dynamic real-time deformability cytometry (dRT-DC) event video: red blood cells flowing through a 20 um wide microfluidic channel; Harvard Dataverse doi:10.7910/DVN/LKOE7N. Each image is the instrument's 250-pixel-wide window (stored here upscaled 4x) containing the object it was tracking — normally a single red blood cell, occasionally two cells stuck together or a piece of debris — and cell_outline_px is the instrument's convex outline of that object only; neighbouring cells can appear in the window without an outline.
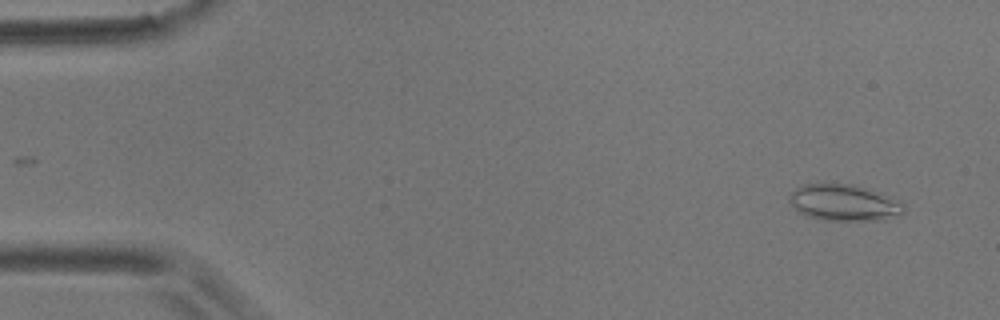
{"species": "common noctule bat (a hibernating species)", "species_latin": "Nyctalus noctula", "temperature_condition": "room temperature", "stored_images_in_passage": 54, "camera_frame_rate_fps": 3000, "um_per_image_px": 0.085, "animal": {"sex": "male", "body_mass_g": 17.9}, "frame": {"image": 1, "passage_image": 3, "time_ms": 0.667, "image_size_px": [1000, 320], "cell_outline_px": [[904, 212], [880, 220], [824, 220], [808, 216], [800, 212], [788, 200], [788, 196], [796, 188], [804, 184], [852, 184], [880, 192], [900, 200], [904, 204]], "centroid_in_image_um": [71.75, 17.22], "position_along_channel_um": 13.2, "area_um2": 24.04}}
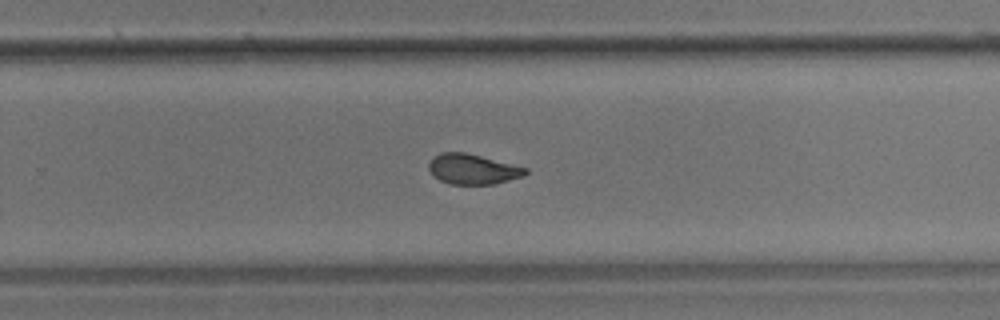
{"frame": {"image": 2, "passage_image": 35, "time_ms": 11.333, "image_size_px": [1000, 320], "cell_outline_px": [[528, 172], [524, 176], [496, 184], [448, 184], [432, 176], [428, 168], [428, 164], [440, 152], [464, 152], [528, 168]], "centroid_in_image_um": [40.18, 14.39], "position_along_channel_um": 289.6, "area_um2": 16.99}}
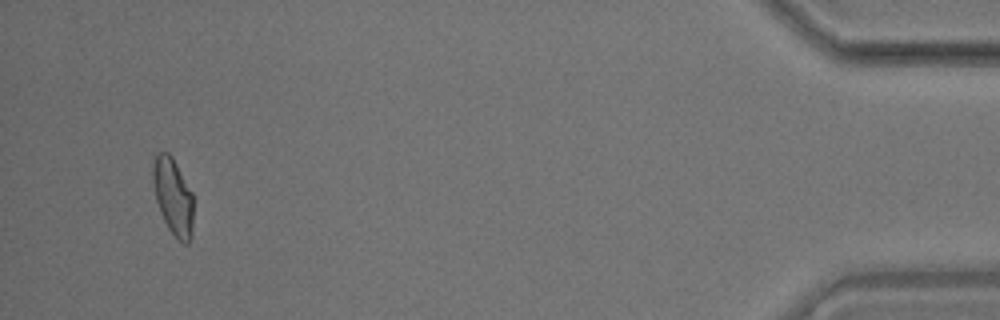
{"frame": {"image": 3, "passage_image": 52, "time_ms": 17.0, "image_size_px": [1000, 320], "cell_outline_px": [[192, 236], [188, 244], [184, 244], [176, 240], [168, 228], [160, 212], [156, 200], [152, 180], [152, 164], [156, 152], [168, 152], [172, 156], [192, 192]], "centroid_in_image_um": [14.69, 16.71], "position_along_channel_um": 420.5, "area_um2": 18.32}, "authors_computed_cell_mechanics": {"area_um2": 18.2937, "velocity_mm_per_s": 3.6357, "shape_relaxation_time_tau1_ms": 5.3915, "shape_relaxation_time_tau2_ms": 1.6199, "deformation_change_tau1": 0.1708, "deformation_change_tau2": 0.0786}}